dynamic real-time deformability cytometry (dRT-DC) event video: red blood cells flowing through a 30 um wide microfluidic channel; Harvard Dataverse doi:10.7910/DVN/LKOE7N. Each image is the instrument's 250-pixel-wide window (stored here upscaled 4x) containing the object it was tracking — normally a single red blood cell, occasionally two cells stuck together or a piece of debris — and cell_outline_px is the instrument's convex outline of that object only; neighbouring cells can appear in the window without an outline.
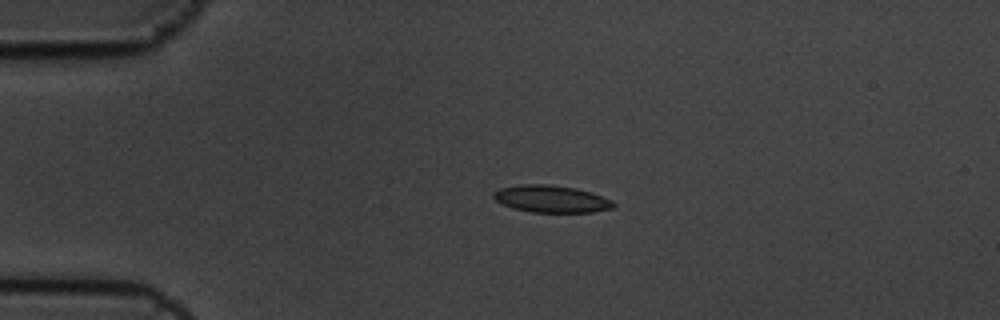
{"species": "common noctule bat (a hibernating species)", "species_latin": "Nyctalus noctula", "temperature_condition": "cold", "stored_images_in_passage": 3, "camera_frame_rate_fps": 3000, "um_per_image_px": 0.085, "animal": {"sex": "male", "body_mass_g": 19.5, "forearm_length_mm": 54.6}, "frame": {"image": 1, "passage_image": 2, "time_ms": 0.333, "image_size_px": [1000, 320], "cell_outline_px": [[616, 204], [612, 208], [592, 212], [532, 212], [512, 208], [496, 200], [492, 196], [492, 192], [500, 188], [520, 184], [548, 184], [576, 188], [592, 192], [612, 200]], "centroid_in_image_um": [46.86, 16.9], "position_along_channel_um": 38.1, "area_um2": 19.02}}